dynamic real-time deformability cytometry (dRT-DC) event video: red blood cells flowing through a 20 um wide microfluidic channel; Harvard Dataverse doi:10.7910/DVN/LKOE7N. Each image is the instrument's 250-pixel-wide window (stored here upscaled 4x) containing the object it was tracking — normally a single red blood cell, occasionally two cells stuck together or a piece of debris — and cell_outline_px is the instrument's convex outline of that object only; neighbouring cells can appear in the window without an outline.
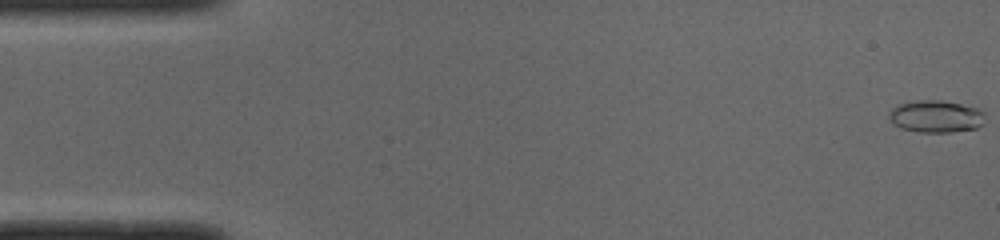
{"species": "common noctule bat (a hibernating species)", "species_latin": "Nyctalus noctula", "temperature_condition": "cold", "stored_images_in_passage": 51, "camera_frame_rate_fps": 3000, "um_per_image_px": 0.085, "animal": {"sex": "male", "body_mass_g": 19.0, "forearm_length_mm": 50.8}, "frame": {"image": 1, "passage_image": 1, "time_ms": 0.0, "image_size_px": [1000, 240], "cell_outline_px": [[984, 124], [976, 128], [952, 132], [920, 132], [900, 128], [892, 124], [888, 116], [888, 112], [892, 108], [900, 104], [916, 100], [940, 100], [960, 104], [976, 108], [984, 112]], "centroid_in_image_um": [79.53, 9.9], "position_along_channel_um": 5.5, "area_um2": 18.09}}
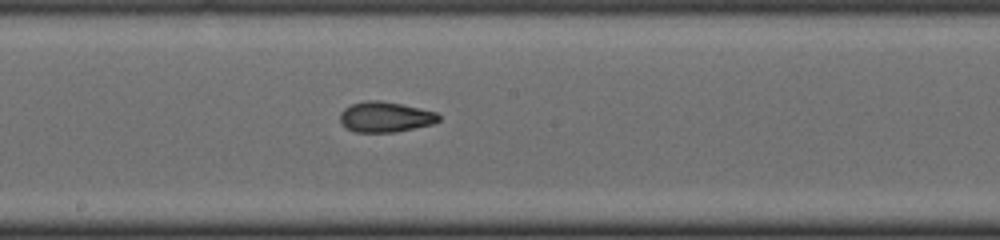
{"frame": {"image": 2, "passage_image": 27, "time_ms": 8.667, "image_size_px": [1000, 240], "cell_outline_px": [[440, 120], [432, 124], [396, 132], [356, 132], [340, 124], [340, 112], [344, 108], [352, 104], [368, 100], [380, 100], [400, 104], [436, 112], [440, 116]], "centroid_in_image_um": [32.73, 9.94], "position_along_channel_um": 215.5, "area_um2": 17.4}}
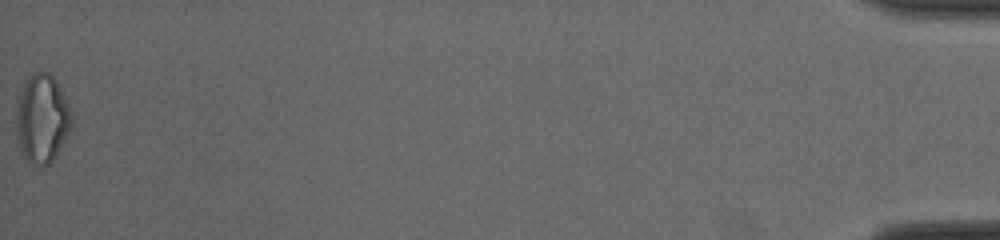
{"frame": {"image": 3, "passage_image": 51, "time_ms": 16.667, "image_size_px": [1000, 240], "cell_outline_px": [[72, 124], [68, 132], [52, 160], [48, 164], [40, 168], [32, 164], [20, 152], [16, 128], [16, 108], [20, 92], [24, 84], [32, 72], [48, 72], [56, 80], [72, 112]], "centroid_in_image_um": [3.55, 10.09], "position_along_channel_um": 431.6, "area_um2": 28.44}, "authors_computed_cell_mechanics": {"area_um2": 17.4556, "velocity_mm_per_s": 3.9987, "shape_relaxation_time_tau1_ms": 6.0538, "shape_relaxation_time_tau2_ms": 1.9838, "deformation_change_tau1": 0.2017, "deformation_change_tau2": 0.0753}}